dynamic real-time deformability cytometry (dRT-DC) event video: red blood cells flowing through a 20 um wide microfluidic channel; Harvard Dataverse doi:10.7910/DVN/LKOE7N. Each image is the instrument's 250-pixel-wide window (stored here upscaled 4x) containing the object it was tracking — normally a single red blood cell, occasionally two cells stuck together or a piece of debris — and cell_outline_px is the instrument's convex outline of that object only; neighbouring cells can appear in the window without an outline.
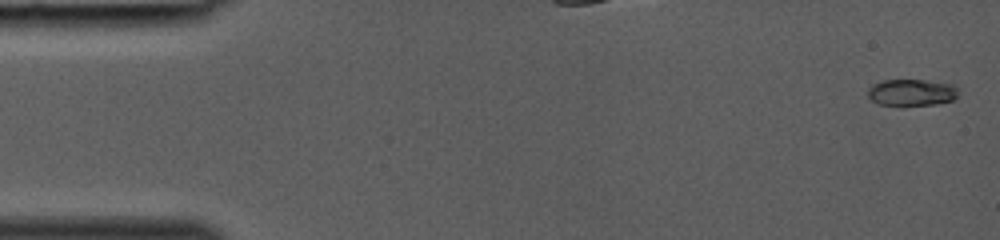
{"species": "common noctule bat (a hibernating species)", "species_latin": "Nyctalus noctula", "temperature_condition": "room temperature", "stored_images_in_passage": 39, "camera_frame_rate_fps": 3000, "um_per_image_px": 0.085, "animal": {"sex": "female", "body_mass_g": 19.0, "forearm_length_mm": 53.3}, "frame": {"image": 1, "passage_image": 1, "time_ms": 0.0, "image_size_px": [1000, 240], "cell_outline_px": [[956, 96], [952, 100], [936, 104], [900, 108], [880, 104], [872, 100], [868, 96], [868, 88], [872, 84], [880, 80], [924, 80], [952, 84], [956, 88]], "centroid_in_image_um": [77.42, 7.89], "position_along_channel_um": 7.6, "area_um2": 14.51}}
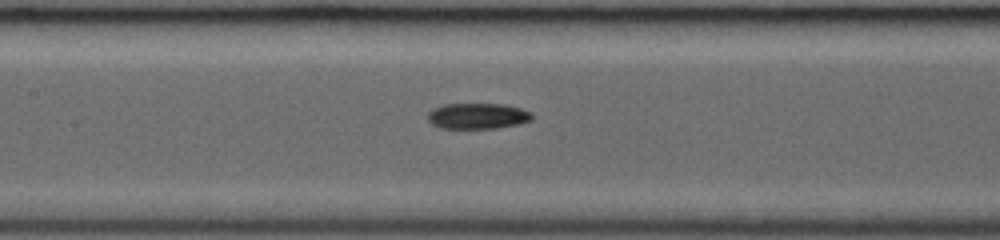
{"frame": {"image": 2, "passage_image": 19, "time_ms": 6.0, "image_size_px": [1000, 240], "cell_outline_px": [[532, 120], [520, 124], [496, 128], [440, 128], [432, 124], [428, 120], [428, 112], [432, 108], [444, 104], [504, 104], [520, 108], [532, 112]], "centroid_in_image_um": [40.6, 9.86], "position_along_channel_um": 166.8, "area_um2": 15.78}}
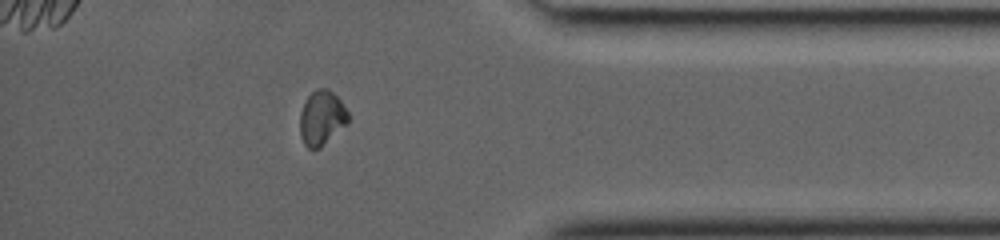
{"frame": {"image": 3, "passage_image": 34, "time_ms": 11.0, "image_size_px": [1000, 240], "cell_outline_px": [[348, 120], [320, 148], [308, 148], [304, 144], [300, 136], [300, 112], [304, 100], [316, 88], [328, 88], [340, 100], [348, 112]], "centroid_in_image_um": [27.3, 9.99], "position_along_channel_um": 407.9, "area_um2": 15.09}}